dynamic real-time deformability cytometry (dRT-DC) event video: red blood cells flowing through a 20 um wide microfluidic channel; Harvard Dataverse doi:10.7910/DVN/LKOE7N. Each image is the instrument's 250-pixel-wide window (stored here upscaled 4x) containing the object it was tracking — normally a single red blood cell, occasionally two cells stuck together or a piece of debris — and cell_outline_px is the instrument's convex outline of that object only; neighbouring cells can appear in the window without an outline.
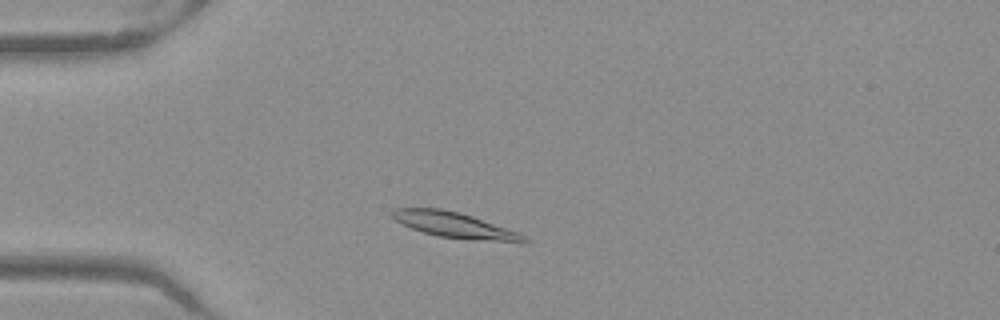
{"species": "Egyptian fruit bat (a non-hibernating species)", "species_latin": "Rousettus aegyptiacus", "temperature_condition": "warm", "stored_images_in_passage": 45, "camera_frame_rate_fps": 3000, "um_per_image_px": 0.085, "frame": {"image": 1, "passage_image": 7, "time_ms": 2.0, "image_size_px": [1000, 320], "cell_outline_px": [[528, 240], [472, 240], [440, 236], [424, 232], [412, 228], [396, 220], [388, 212], [392, 208], [440, 208], [460, 212], [520, 232]], "centroid_in_image_um": [38.53, 19.09], "position_along_channel_um": 46.5, "area_um2": 19.07}}
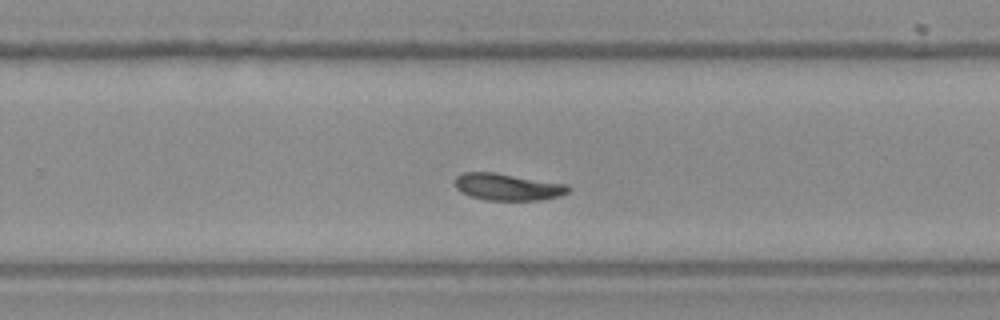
{"frame": {"image": 2, "passage_image": 27, "time_ms": 8.667, "image_size_px": [1000, 320], "cell_outline_px": [[572, 188], [568, 192], [560, 196], [540, 200], [488, 200], [472, 196], [460, 192], [456, 188], [456, 176], [464, 172], [492, 172], [568, 184]], "centroid_in_image_um": [43.18, 15.89], "position_along_channel_um": 286.6, "area_um2": 17.69}}
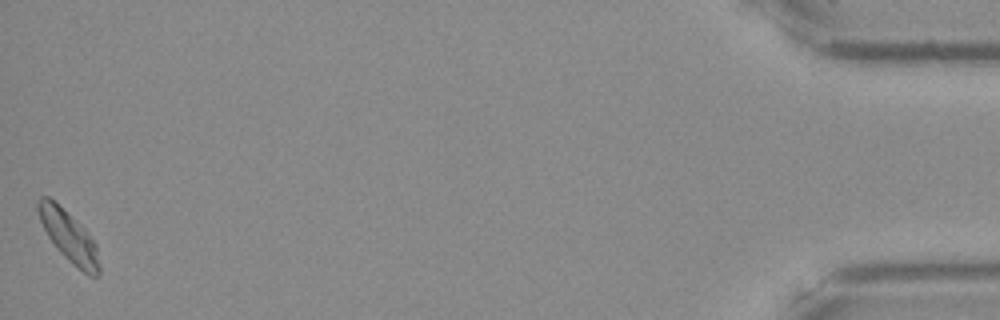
{"frame": {"image": 3, "passage_image": 45, "time_ms": 14.667, "image_size_px": [1000, 320], "cell_outline_px": [[100, 272], [96, 276], [88, 276], [72, 264], [56, 248], [48, 236], [40, 220], [36, 208], [36, 200], [40, 196], [48, 196], [80, 224], [88, 232], [96, 244], [100, 264]], "centroid_in_image_um": [5.85, 20.1], "position_along_channel_um": 429.4, "area_um2": 18.15}, "authors_computed_cell_mechanics": {"area_um2": 17.9758, "velocity_mm_per_s": 3.9183, "shape_relaxation_time_tau1_ms": 5.2563, "shape_relaxation_time_tau2_ms": null, "deformation_change_tau1": 0.1197, "deformation_change_tau2": null}}